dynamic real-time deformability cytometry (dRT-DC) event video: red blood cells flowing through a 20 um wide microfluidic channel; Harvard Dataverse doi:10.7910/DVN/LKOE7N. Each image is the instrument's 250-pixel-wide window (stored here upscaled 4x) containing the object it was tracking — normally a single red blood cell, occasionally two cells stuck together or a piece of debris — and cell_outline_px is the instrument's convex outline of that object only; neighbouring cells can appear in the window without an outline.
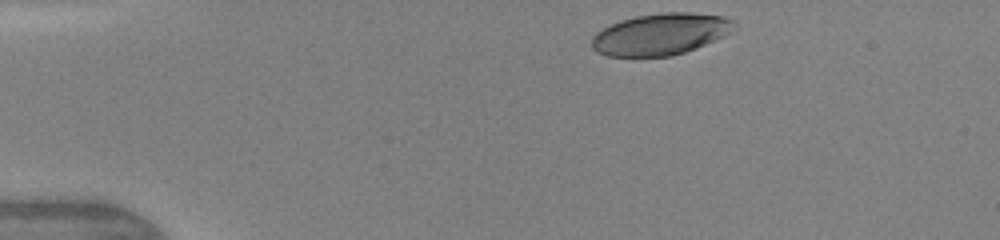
{"species": "human", "species_latin": "Homo sapiens", "temperature_condition": "warm", "stored_images_in_passage": 6, "camera_frame_rate_fps": 3000, "um_per_image_px": 0.085, "donor": {"sex": "female"}, "frame": {"image": 1, "passage_image": 1, "time_ms": 0.0, "image_size_px": [1000, 240], "cell_outline_px": [[736, 28], [724, 36], [696, 48], [672, 56], [608, 56], [596, 52], [592, 48], [592, 36], [596, 32], [620, 20], [636, 16], [664, 12], [688, 12], [724, 16], [732, 20], [736, 24]], "centroid_in_image_um": [56.15, 2.9], "position_along_channel_um": 28.8, "area_um2": 34.51}}
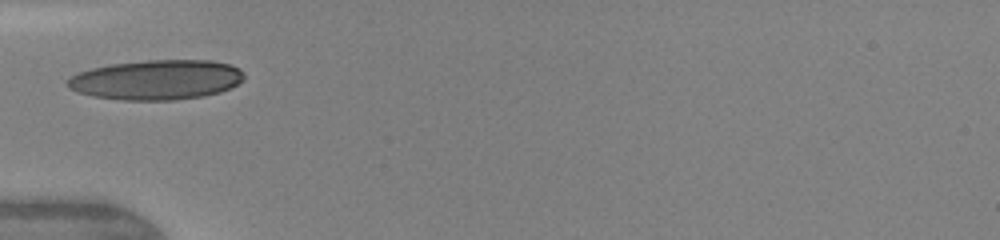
{"frame": {"image": 2, "passage_image": 4, "time_ms": 2.667, "image_size_px": [1000, 240], "cell_outline_px": [[244, 80], [232, 88], [220, 92], [204, 96], [176, 100], [124, 100], [92, 96], [68, 88], [64, 84], [64, 80], [80, 72], [92, 68], [112, 64], [148, 60], [212, 60], [228, 64], [240, 68], [244, 72]], "centroid_in_image_um": [13.33, 6.78], "position_along_channel_um": 71.7, "area_um2": 41.27}}